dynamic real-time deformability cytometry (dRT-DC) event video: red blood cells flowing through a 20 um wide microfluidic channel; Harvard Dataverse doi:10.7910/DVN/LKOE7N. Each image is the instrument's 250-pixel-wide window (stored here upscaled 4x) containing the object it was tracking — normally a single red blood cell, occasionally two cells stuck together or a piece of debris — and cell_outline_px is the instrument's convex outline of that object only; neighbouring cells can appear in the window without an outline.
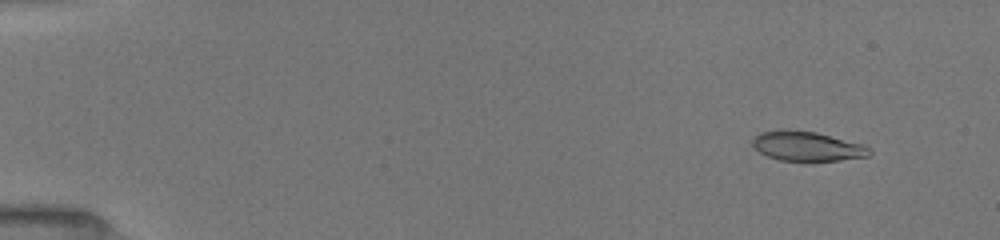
{"species": "common noctule bat (a hibernating species)", "species_latin": "Nyctalus noctula", "temperature_condition": "room temperature", "stored_images_in_passage": 52, "camera_frame_rate_fps": 3000, "um_per_image_px": 0.085, "animal": {"sex": "female", "body_mass_g": 19.5, "forearm_length_mm": 54.1}, "frame": {"image": 1, "passage_image": 5, "time_ms": 1.333, "image_size_px": [1000, 240], "cell_outline_px": [[872, 152], [868, 156], [840, 160], [780, 160], [768, 156], [760, 152], [752, 144], [752, 140], [760, 132], [816, 132], [860, 144], [868, 148]], "centroid_in_image_um": [68.62, 12.46], "position_along_channel_um": 16.4, "area_um2": 19.02}}
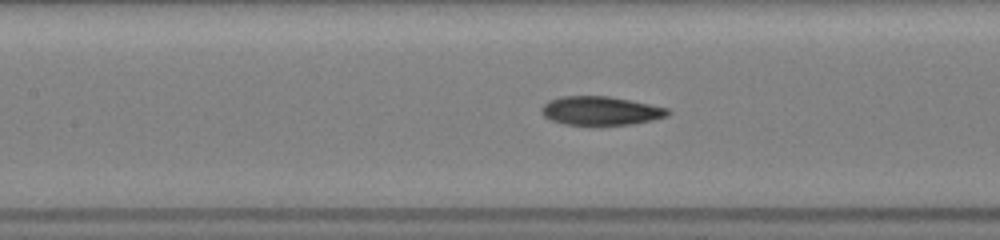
{"frame": {"image": 2, "passage_image": 25, "time_ms": 8.0, "image_size_px": [1000, 240], "cell_outline_px": [[672, 112], [668, 116], [652, 120], [632, 124], [596, 128], [568, 124], [552, 120], [544, 116], [540, 108], [548, 100], [564, 96], [608, 96], [668, 108]], "centroid_in_image_um": [51.06, 9.46], "position_along_channel_um": 156.3, "area_um2": 21.73}}
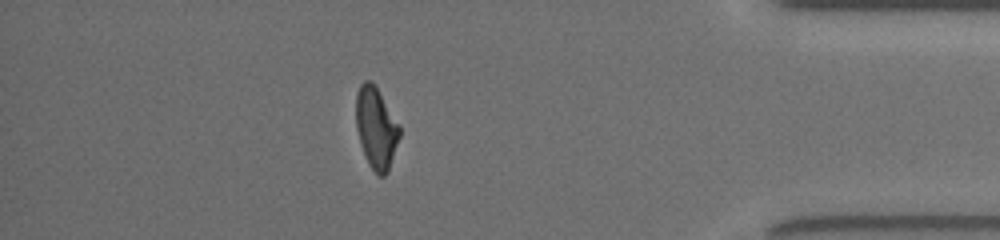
{"frame": {"image": 3, "passage_image": 46, "time_ms": 15.0, "image_size_px": [1000, 240], "cell_outline_px": [[400, 136], [388, 172], [384, 176], [380, 176], [368, 164], [360, 144], [356, 128], [356, 92], [360, 84], [364, 80], [372, 80], [400, 128]], "centroid_in_image_um": [31.94, 10.87], "position_along_channel_um": 403.3, "area_um2": 20.46}, "authors_computed_cell_mechanics": {"area_um2": 20.808, "velocity_mm_per_s": 4.0104, "shape_relaxation_time_tau1_ms": 5.6339, "shape_relaxation_time_tau2_ms": 2.367, "deformation_change_tau1": 0.1807, "deformation_change_tau2": 0.0924}}